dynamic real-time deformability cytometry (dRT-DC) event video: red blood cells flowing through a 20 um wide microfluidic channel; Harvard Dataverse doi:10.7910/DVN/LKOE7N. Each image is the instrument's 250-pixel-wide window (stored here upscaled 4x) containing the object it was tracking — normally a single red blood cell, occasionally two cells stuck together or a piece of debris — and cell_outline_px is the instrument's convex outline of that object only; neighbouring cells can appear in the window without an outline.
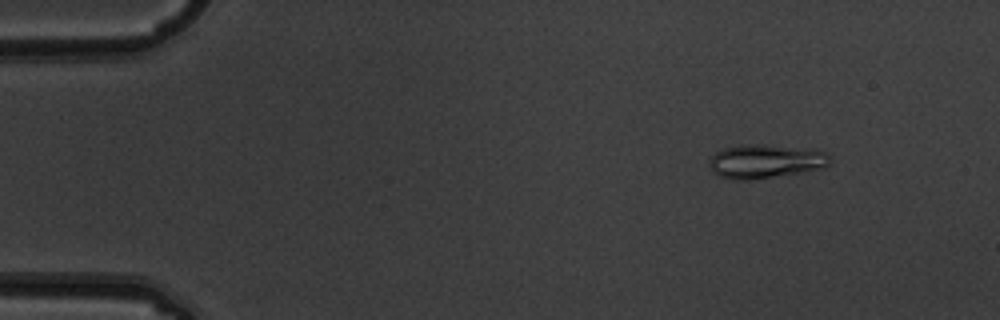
{"species": "common noctule bat (a hibernating species)", "species_latin": "Nyctalus noctula", "temperature_condition": "warm", "stored_images_in_passage": 5, "camera_frame_rate_fps": 3000, "um_per_image_px": 0.085, "animal": {"sex": "male", "body_mass_g": 19.5, "forearm_length_mm": 54.6}, "frame": {"image": 1, "passage_image": 2, "time_ms": 0.333, "image_size_px": [1000, 320], "cell_outline_px": [[832, 160], [824, 168], [748, 180], [732, 180], [716, 176], [712, 172], [708, 164], [708, 160], [716, 152], [724, 148], [744, 144], [760, 144], [816, 148], [832, 156]], "centroid_in_image_um": [65.06, 13.69], "position_along_channel_um": 19.9, "area_um2": 24.22}}